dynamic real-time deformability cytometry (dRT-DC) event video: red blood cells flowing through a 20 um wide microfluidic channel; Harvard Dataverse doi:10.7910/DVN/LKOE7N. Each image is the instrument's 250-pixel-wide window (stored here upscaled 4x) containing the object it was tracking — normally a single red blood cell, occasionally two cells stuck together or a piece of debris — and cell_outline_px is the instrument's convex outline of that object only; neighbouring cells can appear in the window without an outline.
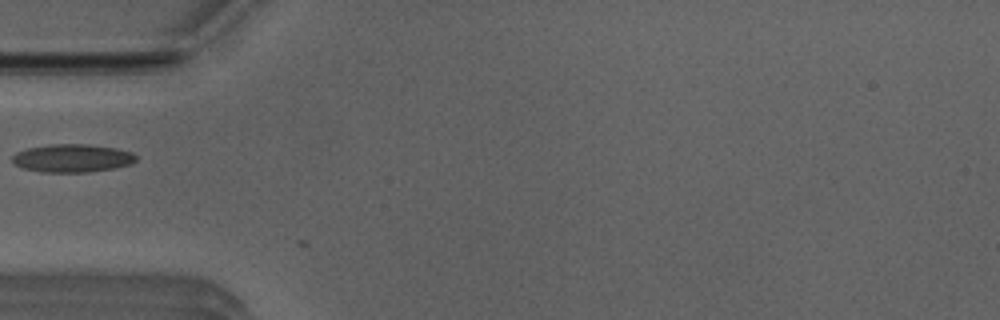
{"species": "Egyptian fruit bat (a non-hibernating species)", "species_latin": "Rousettus aegyptiacus", "temperature_condition": "room temperature", "stored_images_in_passage": 7, "camera_frame_rate_fps": 3000, "um_per_image_px": 0.085, "animal": {"sex": "male"}, "frame": {"image": 1, "passage_image": 3, "time_ms": 0.667, "image_size_px": [1000, 320], "cell_outline_px": [[136, 160], [132, 164], [116, 168], [88, 172], [40, 172], [24, 168], [16, 164], [12, 160], [12, 156], [16, 152], [28, 148], [48, 144], [88, 144], [116, 148], [132, 152], [136, 156]], "centroid_in_image_um": [6.17, 13.44], "position_along_channel_um": 78.8, "area_um2": 20.35}}
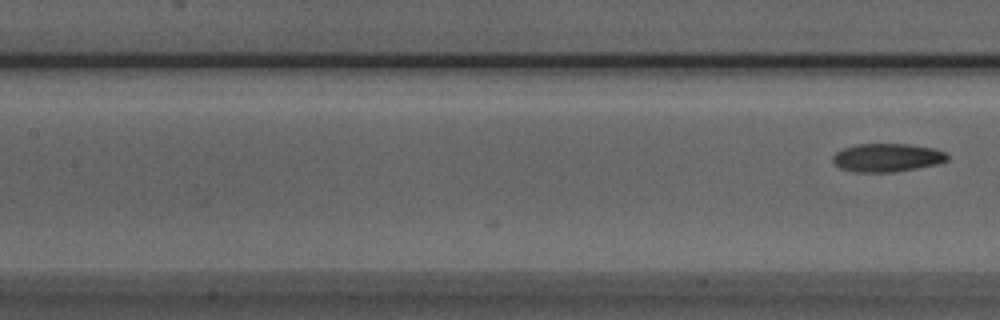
{"frame": {"image": 2, "passage_image": 7, "time_ms": 2.0, "image_size_px": [1000, 320], "cell_outline_px": [[948, 160], [936, 164], [916, 168], [892, 172], [856, 172], [840, 168], [832, 160], [832, 156], [836, 152], [844, 148], [856, 144], [908, 144], [932, 148], [944, 152], [948, 156]], "centroid_in_image_um": [75.38, 13.39], "position_along_channel_um": 132.0, "area_um2": 18.73}}